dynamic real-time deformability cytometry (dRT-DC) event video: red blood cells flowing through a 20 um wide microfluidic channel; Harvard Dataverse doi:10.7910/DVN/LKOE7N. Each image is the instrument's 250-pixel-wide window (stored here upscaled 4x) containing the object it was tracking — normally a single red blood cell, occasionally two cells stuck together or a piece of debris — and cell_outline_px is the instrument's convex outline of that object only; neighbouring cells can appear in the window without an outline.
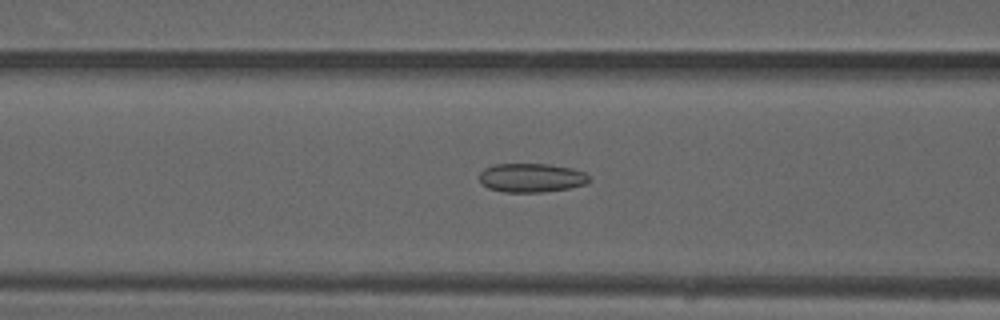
{"species": "common noctule bat (a hibernating species)", "species_latin": "Nyctalus noctula", "temperature_condition": "warm", "stored_images_in_passage": 49, "camera_frame_rate_fps": 3000, "um_per_image_px": 0.085, "animal": {"sex": "male", "forearm_length_mm": 52.5}, "frame": {"image": 1, "passage_image": 19, "time_ms": 6.0, "image_size_px": [1000, 320], "cell_outline_px": [[592, 180], [584, 184], [568, 188], [544, 192], [504, 192], [488, 188], [480, 184], [480, 172], [484, 168], [492, 164], [548, 164], [572, 168], [584, 172]], "centroid_in_image_um": [45.14, 15.11], "position_along_channel_um": 121.5, "area_um2": 18.61}}
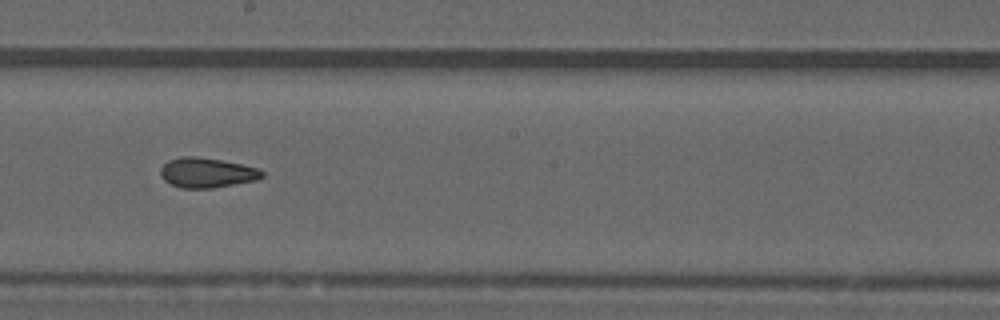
{"frame": {"image": 2, "passage_image": 27, "time_ms": 8.667, "image_size_px": [1000, 320], "cell_outline_px": [[264, 176], [256, 180], [212, 188], [180, 188], [164, 180], [160, 176], [160, 168], [168, 160], [180, 156], [196, 156], [244, 164], [260, 168], [264, 172]], "centroid_in_image_um": [17.59, 14.67], "position_along_channel_um": 230.6, "area_um2": 17.86}}
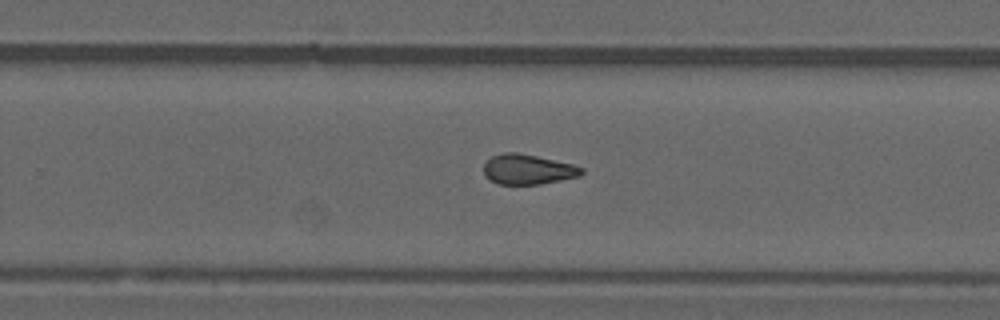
{"frame": {"image": 3, "passage_image": 31, "time_ms": 10.0, "image_size_px": [1000, 320], "cell_outline_px": [[584, 172], [580, 176], [540, 184], [500, 184], [484, 176], [484, 164], [492, 156], [504, 152], [516, 152], [536, 156], [572, 164], [584, 168]], "centroid_in_image_um": [44.87, 14.39], "position_along_channel_um": 284.9, "area_um2": 16.99}, "authors_computed_cell_mechanics": {"area_um2": 17.8602, "velocity_mm_per_s": 4.0892, "shape_relaxation_time_tau1_ms": null, "shape_relaxation_time_tau2_ms": 2.3675, "deformation_change_tau1": null, "deformation_change_tau2": 0.0987}}